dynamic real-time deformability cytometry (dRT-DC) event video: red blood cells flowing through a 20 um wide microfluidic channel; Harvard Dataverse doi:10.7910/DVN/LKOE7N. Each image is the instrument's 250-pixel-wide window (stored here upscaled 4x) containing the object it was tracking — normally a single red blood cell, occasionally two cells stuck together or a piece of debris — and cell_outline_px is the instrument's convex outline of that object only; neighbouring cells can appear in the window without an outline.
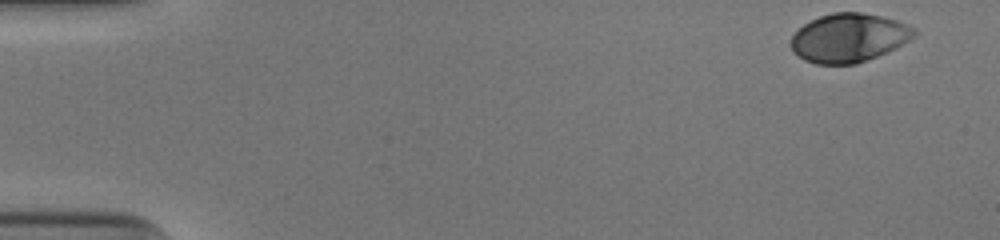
{"species": "human", "species_latin": "Homo sapiens", "temperature_condition": "cold", "stored_images_in_passage": 43, "camera_frame_rate_fps": 3000, "um_per_image_px": 0.085, "donor": {"sex": "male"}, "frame": {"image": 1, "passage_image": 1, "time_ms": 0.0, "image_size_px": [1000, 240], "cell_outline_px": [[916, 36], [896, 48], [888, 52], [856, 64], [816, 64], [804, 60], [792, 52], [788, 44], [792, 36], [804, 24], [820, 16], [832, 12], [860, 12], [880, 16], [896, 20], [916, 28]], "centroid_in_image_um": [72.14, 3.22], "position_along_channel_um": 12.9, "area_um2": 35.2}}
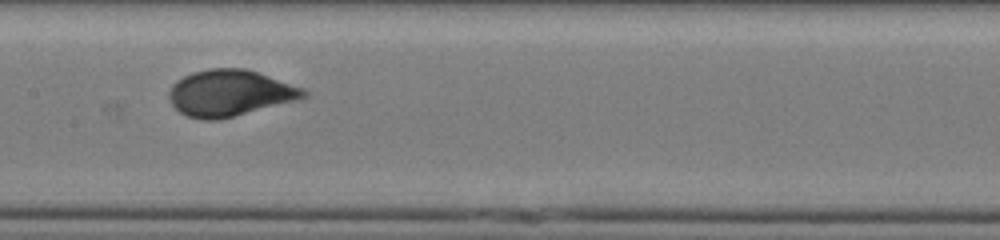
{"frame": {"image": 2, "passage_image": 25, "time_ms": 8.0, "image_size_px": [1000, 240], "cell_outline_px": [[308, 96], [300, 100], [220, 120], [200, 120], [188, 116], [180, 112], [172, 104], [168, 96], [168, 92], [172, 84], [176, 80], [192, 72], [208, 68], [244, 68], [304, 88], [308, 92]], "centroid_in_image_um": [19.54, 7.92], "position_along_channel_um": 187.9, "area_um2": 36.65}}
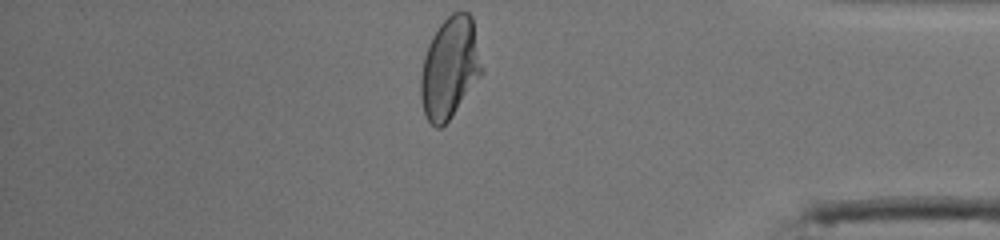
{"frame": {"image": 3, "passage_image": 43, "time_ms": 14.0, "image_size_px": [1000, 240], "cell_outline_px": [[484, 72], [452, 116], [440, 128], [436, 128], [428, 120], [424, 112], [420, 96], [420, 76], [424, 56], [428, 44], [436, 28], [452, 12], [468, 12], [472, 16], [484, 68]], "centroid_in_image_um": [38.24, 5.75], "position_along_channel_um": 397.0, "area_um2": 36.36}, "authors_computed_cell_mechanics": {"area_um2": 35.258, "velocity_mm_per_s": 3.9393, "shape_relaxation_time_tau1_ms": 3.5308, "shape_relaxation_time_tau2_ms": null, "deformation_change_tau1": 0.1654, "deformation_change_tau2": null}}